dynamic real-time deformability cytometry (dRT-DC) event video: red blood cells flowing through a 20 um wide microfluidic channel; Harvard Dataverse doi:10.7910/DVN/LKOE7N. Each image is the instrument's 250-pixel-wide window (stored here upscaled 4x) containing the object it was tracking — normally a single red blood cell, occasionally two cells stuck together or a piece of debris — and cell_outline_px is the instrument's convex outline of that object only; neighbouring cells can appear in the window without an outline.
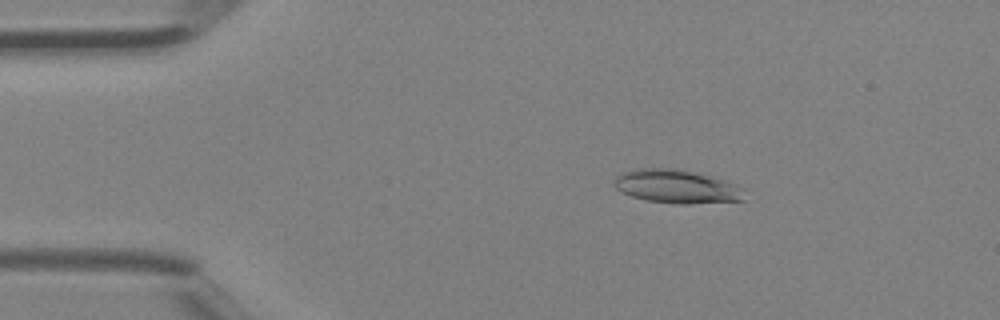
{"species": "Egyptian fruit bat (a non-hibernating species)", "species_latin": "Rousettus aegyptiacus", "temperature_condition": "room temperature", "stored_images_in_passage": 5, "camera_frame_rate_fps": 3000, "um_per_image_px": 0.085, "animal": {"sex": "female"}, "frame": {"image": 1, "passage_image": 3, "time_ms": 0.667, "image_size_px": [1000, 320], "cell_outline_px": [[744, 200], [688, 204], [680, 204], [648, 200], [632, 196], [620, 192], [612, 184], [616, 176], [624, 172], [640, 168], [676, 168], [728, 180], [744, 188]], "centroid_in_image_um": [57.54, 15.85], "position_along_channel_um": 27.5, "area_um2": 25.55}}